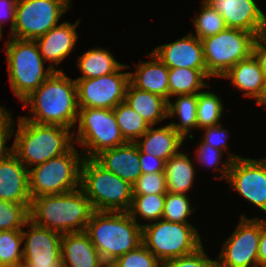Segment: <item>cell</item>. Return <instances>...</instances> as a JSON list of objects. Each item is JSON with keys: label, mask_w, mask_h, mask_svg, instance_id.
Instances as JSON below:
<instances>
[{"label": "cell", "mask_w": 266, "mask_h": 267, "mask_svg": "<svg viewBox=\"0 0 266 267\" xmlns=\"http://www.w3.org/2000/svg\"><path fill=\"white\" fill-rule=\"evenodd\" d=\"M258 265H266V220L261 219V233L258 249Z\"/></svg>", "instance_id": "46"}, {"label": "cell", "mask_w": 266, "mask_h": 267, "mask_svg": "<svg viewBox=\"0 0 266 267\" xmlns=\"http://www.w3.org/2000/svg\"><path fill=\"white\" fill-rule=\"evenodd\" d=\"M256 36L237 28H226L202 41L208 76L223 77L239 61L253 54Z\"/></svg>", "instance_id": "9"}, {"label": "cell", "mask_w": 266, "mask_h": 267, "mask_svg": "<svg viewBox=\"0 0 266 267\" xmlns=\"http://www.w3.org/2000/svg\"><path fill=\"white\" fill-rule=\"evenodd\" d=\"M123 64L116 61L109 51L93 48L86 51L78 59V68L82 76L76 79L97 78L116 72Z\"/></svg>", "instance_id": "28"}, {"label": "cell", "mask_w": 266, "mask_h": 267, "mask_svg": "<svg viewBox=\"0 0 266 267\" xmlns=\"http://www.w3.org/2000/svg\"><path fill=\"white\" fill-rule=\"evenodd\" d=\"M261 220L242 214L235 232L224 241L218 267H258Z\"/></svg>", "instance_id": "13"}, {"label": "cell", "mask_w": 266, "mask_h": 267, "mask_svg": "<svg viewBox=\"0 0 266 267\" xmlns=\"http://www.w3.org/2000/svg\"><path fill=\"white\" fill-rule=\"evenodd\" d=\"M132 186L133 196L167 193L165 173L142 174Z\"/></svg>", "instance_id": "39"}, {"label": "cell", "mask_w": 266, "mask_h": 267, "mask_svg": "<svg viewBox=\"0 0 266 267\" xmlns=\"http://www.w3.org/2000/svg\"><path fill=\"white\" fill-rule=\"evenodd\" d=\"M167 192L186 194L193 186L195 168L190 158L178 152L165 163Z\"/></svg>", "instance_id": "26"}, {"label": "cell", "mask_w": 266, "mask_h": 267, "mask_svg": "<svg viewBox=\"0 0 266 267\" xmlns=\"http://www.w3.org/2000/svg\"><path fill=\"white\" fill-rule=\"evenodd\" d=\"M256 104L264 105L266 107V78H265V88H264L263 95L261 96L260 100Z\"/></svg>", "instance_id": "47"}, {"label": "cell", "mask_w": 266, "mask_h": 267, "mask_svg": "<svg viewBox=\"0 0 266 267\" xmlns=\"http://www.w3.org/2000/svg\"><path fill=\"white\" fill-rule=\"evenodd\" d=\"M221 78L231 79V83L237 89L244 91L243 95L256 99V103L263 95L265 76L253 54L239 61Z\"/></svg>", "instance_id": "24"}, {"label": "cell", "mask_w": 266, "mask_h": 267, "mask_svg": "<svg viewBox=\"0 0 266 267\" xmlns=\"http://www.w3.org/2000/svg\"><path fill=\"white\" fill-rule=\"evenodd\" d=\"M83 154L72 146L67 152L28 169L32 198L64 194L80 188Z\"/></svg>", "instance_id": "7"}, {"label": "cell", "mask_w": 266, "mask_h": 267, "mask_svg": "<svg viewBox=\"0 0 266 267\" xmlns=\"http://www.w3.org/2000/svg\"><path fill=\"white\" fill-rule=\"evenodd\" d=\"M223 103L213 92L201 91L197 94V128L203 129L220 123L223 115Z\"/></svg>", "instance_id": "31"}, {"label": "cell", "mask_w": 266, "mask_h": 267, "mask_svg": "<svg viewBox=\"0 0 266 267\" xmlns=\"http://www.w3.org/2000/svg\"><path fill=\"white\" fill-rule=\"evenodd\" d=\"M195 211L191 209L187 194L166 193L162 219L173 222L190 224L187 218Z\"/></svg>", "instance_id": "36"}, {"label": "cell", "mask_w": 266, "mask_h": 267, "mask_svg": "<svg viewBox=\"0 0 266 267\" xmlns=\"http://www.w3.org/2000/svg\"><path fill=\"white\" fill-rule=\"evenodd\" d=\"M128 65H122L116 72L97 78L75 79L78 108L114 109L124 101L129 84V72H121Z\"/></svg>", "instance_id": "12"}, {"label": "cell", "mask_w": 266, "mask_h": 267, "mask_svg": "<svg viewBox=\"0 0 266 267\" xmlns=\"http://www.w3.org/2000/svg\"><path fill=\"white\" fill-rule=\"evenodd\" d=\"M81 188L64 194L43 195L31 199L30 220L60 234L85 232L93 213Z\"/></svg>", "instance_id": "2"}, {"label": "cell", "mask_w": 266, "mask_h": 267, "mask_svg": "<svg viewBox=\"0 0 266 267\" xmlns=\"http://www.w3.org/2000/svg\"><path fill=\"white\" fill-rule=\"evenodd\" d=\"M168 68L206 69L203 44L193 33L152 51Z\"/></svg>", "instance_id": "17"}, {"label": "cell", "mask_w": 266, "mask_h": 267, "mask_svg": "<svg viewBox=\"0 0 266 267\" xmlns=\"http://www.w3.org/2000/svg\"><path fill=\"white\" fill-rule=\"evenodd\" d=\"M22 230L0 231V267H22Z\"/></svg>", "instance_id": "32"}, {"label": "cell", "mask_w": 266, "mask_h": 267, "mask_svg": "<svg viewBox=\"0 0 266 267\" xmlns=\"http://www.w3.org/2000/svg\"><path fill=\"white\" fill-rule=\"evenodd\" d=\"M124 101L132 107L150 126L168 117V102L159 95L142 91L128 84Z\"/></svg>", "instance_id": "25"}, {"label": "cell", "mask_w": 266, "mask_h": 267, "mask_svg": "<svg viewBox=\"0 0 266 267\" xmlns=\"http://www.w3.org/2000/svg\"><path fill=\"white\" fill-rule=\"evenodd\" d=\"M152 60L136 64V71L129 72V83L142 91L159 95L169 102V68L153 53L148 54Z\"/></svg>", "instance_id": "22"}, {"label": "cell", "mask_w": 266, "mask_h": 267, "mask_svg": "<svg viewBox=\"0 0 266 267\" xmlns=\"http://www.w3.org/2000/svg\"><path fill=\"white\" fill-rule=\"evenodd\" d=\"M71 0H17L10 37L35 40L58 25Z\"/></svg>", "instance_id": "11"}, {"label": "cell", "mask_w": 266, "mask_h": 267, "mask_svg": "<svg viewBox=\"0 0 266 267\" xmlns=\"http://www.w3.org/2000/svg\"><path fill=\"white\" fill-rule=\"evenodd\" d=\"M11 89L23 101L57 70L50 63L44 68L35 40L10 37L5 44Z\"/></svg>", "instance_id": "6"}, {"label": "cell", "mask_w": 266, "mask_h": 267, "mask_svg": "<svg viewBox=\"0 0 266 267\" xmlns=\"http://www.w3.org/2000/svg\"><path fill=\"white\" fill-rule=\"evenodd\" d=\"M263 42V43H262ZM266 33L257 35L253 43V55L258 60L266 78Z\"/></svg>", "instance_id": "44"}, {"label": "cell", "mask_w": 266, "mask_h": 267, "mask_svg": "<svg viewBox=\"0 0 266 267\" xmlns=\"http://www.w3.org/2000/svg\"><path fill=\"white\" fill-rule=\"evenodd\" d=\"M203 248L202 246L190 255L166 260L162 267H218L217 259H210Z\"/></svg>", "instance_id": "40"}, {"label": "cell", "mask_w": 266, "mask_h": 267, "mask_svg": "<svg viewBox=\"0 0 266 267\" xmlns=\"http://www.w3.org/2000/svg\"><path fill=\"white\" fill-rule=\"evenodd\" d=\"M13 125L11 114L5 109L0 113V160L8 157L13 152L12 147H6L7 140L13 136Z\"/></svg>", "instance_id": "42"}, {"label": "cell", "mask_w": 266, "mask_h": 267, "mask_svg": "<svg viewBox=\"0 0 266 267\" xmlns=\"http://www.w3.org/2000/svg\"><path fill=\"white\" fill-rule=\"evenodd\" d=\"M111 267H162V262L143 244L118 257Z\"/></svg>", "instance_id": "37"}, {"label": "cell", "mask_w": 266, "mask_h": 267, "mask_svg": "<svg viewBox=\"0 0 266 267\" xmlns=\"http://www.w3.org/2000/svg\"><path fill=\"white\" fill-rule=\"evenodd\" d=\"M80 23L77 20L74 24L64 21L50 29L45 35L35 39L39 52L45 61L54 62L59 67L75 47L78 39L76 27Z\"/></svg>", "instance_id": "20"}, {"label": "cell", "mask_w": 266, "mask_h": 267, "mask_svg": "<svg viewBox=\"0 0 266 267\" xmlns=\"http://www.w3.org/2000/svg\"><path fill=\"white\" fill-rule=\"evenodd\" d=\"M120 133L126 142H135L150 125L125 101L113 109Z\"/></svg>", "instance_id": "30"}, {"label": "cell", "mask_w": 266, "mask_h": 267, "mask_svg": "<svg viewBox=\"0 0 266 267\" xmlns=\"http://www.w3.org/2000/svg\"><path fill=\"white\" fill-rule=\"evenodd\" d=\"M106 265L85 232L62 235V267H105Z\"/></svg>", "instance_id": "21"}, {"label": "cell", "mask_w": 266, "mask_h": 267, "mask_svg": "<svg viewBox=\"0 0 266 267\" xmlns=\"http://www.w3.org/2000/svg\"><path fill=\"white\" fill-rule=\"evenodd\" d=\"M223 18L227 28H237L255 36L266 33V15L255 0H205Z\"/></svg>", "instance_id": "16"}, {"label": "cell", "mask_w": 266, "mask_h": 267, "mask_svg": "<svg viewBox=\"0 0 266 267\" xmlns=\"http://www.w3.org/2000/svg\"><path fill=\"white\" fill-rule=\"evenodd\" d=\"M30 106L31 117L23 119L39 124L60 125L68 129L75 126L78 119L76 82L64 71H55L35 91L23 101Z\"/></svg>", "instance_id": "1"}, {"label": "cell", "mask_w": 266, "mask_h": 267, "mask_svg": "<svg viewBox=\"0 0 266 267\" xmlns=\"http://www.w3.org/2000/svg\"><path fill=\"white\" fill-rule=\"evenodd\" d=\"M3 37V34H2V31L0 30V40L2 39Z\"/></svg>", "instance_id": "49"}, {"label": "cell", "mask_w": 266, "mask_h": 267, "mask_svg": "<svg viewBox=\"0 0 266 267\" xmlns=\"http://www.w3.org/2000/svg\"><path fill=\"white\" fill-rule=\"evenodd\" d=\"M30 205L0 200V231L22 230L30 219Z\"/></svg>", "instance_id": "35"}, {"label": "cell", "mask_w": 266, "mask_h": 267, "mask_svg": "<svg viewBox=\"0 0 266 267\" xmlns=\"http://www.w3.org/2000/svg\"><path fill=\"white\" fill-rule=\"evenodd\" d=\"M106 170L133 185L142 175L139 149L134 142L102 151L94 158Z\"/></svg>", "instance_id": "19"}, {"label": "cell", "mask_w": 266, "mask_h": 267, "mask_svg": "<svg viewBox=\"0 0 266 267\" xmlns=\"http://www.w3.org/2000/svg\"><path fill=\"white\" fill-rule=\"evenodd\" d=\"M200 146L197 148L196 153V159L198 162L202 164H206L207 166L214 167L213 170L221 171V175L219 178L226 179L228 178L229 170L232 164V159L227 158V160L224 162H221L220 159H222V153L220 149H217L215 147H211L207 143H204L202 140H200ZM221 162V163H220ZM222 164V167H218V165Z\"/></svg>", "instance_id": "38"}, {"label": "cell", "mask_w": 266, "mask_h": 267, "mask_svg": "<svg viewBox=\"0 0 266 267\" xmlns=\"http://www.w3.org/2000/svg\"><path fill=\"white\" fill-rule=\"evenodd\" d=\"M207 78L210 79L206 69L169 68V101L173 96L198 94L209 87L203 80Z\"/></svg>", "instance_id": "27"}, {"label": "cell", "mask_w": 266, "mask_h": 267, "mask_svg": "<svg viewBox=\"0 0 266 267\" xmlns=\"http://www.w3.org/2000/svg\"><path fill=\"white\" fill-rule=\"evenodd\" d=\"M204 135L202 138V141L204 143H207L211 147H215L217 149H220L221 151L227 150L228 158L235 160L240 158L238 155L230 154L228 151V143L227 139L229 136H225V134H229V131L227 129H224L221 124L215 125V126H209L206 128H203ZM228 131V132H227Z\"/></svg>", "instance_id": "41"}, {"label": "cell", "mask_w": 266, "mask_h": 267, "mask_svg": "<svg viewBox=\"0 0 266 267\" xmlns=\"http://www.w3.org/2000/svg\"><path fill=\"white\" fill-rule=\"evenodd\" d=\"M142 244L162 263L190 255L201 248V237L192 224L173 223L160 219L142 224Z\"/></svg>", "instance_id": "8"}, {"label": "cell", "mask_w": 266, "mask_h": 267, "mask_svg": "<svg viewBox=\"0 0 266 267\" xmlns=\"http://www.w3.org/2000/svg\"><path fill=\"white\" fill-rule=\"evenodd\" d=\"M166 194H148L133 196L128 214L137 222V215L141 219L158 221L162 219Z\"/></svg>", "instance_id": "33"}, {"label": "cell", "mask_w": 266, "mask_h": 267, "mask_svg": "<svg viewBox=\"0 0 266 267\" xmlns=\"http://www.w3.org/2000/svg\"><path fill=\"white\" fill-rule=\"evenodd\" d=\"M152 127L154 126H150L139 138L140 140H136L134 143L139 152L167 161L179 152L185 139L170 124L157 129Z\"/></svg>", "instance_id": "23"}, {"label": "cell", "mask_w": 266, "mask_h": 267, "mask_svg": "<svg viewBox=\"0 0 266 267\" xmlns=\"http://www.w3.org/2000/svg\"><path fill=\"white\" fill-rule=\"evenodd\" d=\"M80 188L94 211L128 212L133 186L106 170L94 158L83 159Z\"/></svg>", "instance_id": "5"}, {"label": "cell", "mask_w": 266, "mask_h": 267, "mask_svg": "<svg viewBox=\"0 0 266 267\" xmlns=\"http://www.w3.org/2000/svg\"><path fill=\"white\" fill-rule=\"evenodd\" d=\"M17 0H0V30L2 31V22H5V18L10 19L11 32L14 29L15 24V9ZM2 18H4L2 20Z\"/></svg>", "instance_id": "45"}, {"label": "cell", "mask_w": 266, "mask_h": 267, "mask_svg": "<svg viewBox=\"0 0 266 267\" xmlns=\"http://www.w3.org/2000/svg\"><path fill=\"white\" fill-rule=\"evenodd\" d=\"M13 153L28 167L42 164L49 159L67 152L75 146L73 135L75 129L60 125L39 124L27 121L21 117L17 122Z\"/></svg>", "instance_id": "4"}, {"label": "cell", "mask_w": 266, "mask_h": 267, "mask_svg": "<svg viewBox=\"0 0 266 267\" xmlns=\"http://www.w3.org/2000/svg\"><path fill=\"white\" fill-rule=\"evenodd\" d=\"M227 181L248 202L266 213V158L233 160Z\"/></svg>", "instance_id": "15"}, {"label": "cell", "mask_w": 266, "mask_h": 267, "mask_svg": "<svg viewBox=\"0 0 266 267\" xmlns=\"http://www.w3.org/2000/svg\"><path fill=\"white\" fill-rule=\"evenodd\" d=\"M4 109H6L5 107H2V106H0V113L4 110Z\"/></svg>", "instance_id": "48"}, {"label": "cell", "mask_w": 266, "mask_h": 267, "mask_svg": "<svg viewBox=\"0 0 266 267\" xmlns=\"http://www.w3.org/2000/svg\"><path fill=\"white\" fill-rule=\"evenodd\" d=\"M28 232L22 229L23 246L22 267H62V234L35 224L28 220L25 224Z\"/></svg>", "instance_id": "14"}, {"label": "cell", "mask_w": 266, "mask_h": 267, "mask_svg": "<svg viewBox=\"0 0 266 267\" xmlns=\"http://www.w3.org/2000/svg\"><path fill=\"white\" fill-rule=\"evenodd\" d=\"M201 5L199 15L193 19L196 37L199 40L216 35L227 28L224 18L212 6L205 0L202 1Z\"/></svg>", "instance_id": "34"}, {"label": "cell", "mask_w": 266, "mask_h": 267, "mask_svg": "<svg viewBox=\"0 0 266 267\" xmlns=\"http://www.w3.org/2000/svg\"><path fill=\"white\" fill-rule=\"evenodd\" d=\"M85 233L107 265L142 244V224L128 212L93 211Z\"/></svg>", "instance_id": "3"}, {"label": "cell", "mask_w": 266, "mask_h": 267, "mask_svg": "<svg viewBox=\"0 0 266 267\" xmlns=\"http://www.w3.org/2000/svg\"><path fill=\"white\" fill-rule=\"evenodd\" d=\"M139 163L141 165V173L152 174V173H164L165 163L164 159L156 157L150 154H144L139 152Z\"/></svg>", "instance_id": "43"}, {"label": "cell", "mask_w": 266, "mask_h": 267, "mask_svg": "<svg viewBox=\"0 0 266 267\" xmlns=\"http://www.w3.org/2000/svg\"><path fill=\"white\" fill-rule=\"evenodd\" d=\"M77 121L78 132L74 142L83 147L85 158H95L102 151L126 143L113 109L79 108Z\"/></svg>", "instance_id": "10"}, {"label": "cell", "mask_w": 266, "mask_h": 267, "mask_svg": "<svg viewBox=\"0 0 266 267\" xmlns=\"http://www.w3.org/2000/svg\"><path fill=\"white\" fill-rule=\"evenodd\" d=\"M197 94L191 95H178L174 104L168 102L167 114L168 117H175L177 114L180 123L174 121L170 123L184 139L187 134L194 128H197Z\"/></svg>", "instance_id": "29"}, {"label": "cell", "mask_w": 266, "mask_h": 267, "mask_svg": "<svg viewBox=\"0 0 266 267\" xmlns=\"http://www.w3.org/2000/svg\"><path fill=\"white\" fill-rule=\"evenodd\" d=\"M0 200L31 204L28 168L13 152L0 160Z\"/></svg>", "instance_id": "18"}]
</instances>
